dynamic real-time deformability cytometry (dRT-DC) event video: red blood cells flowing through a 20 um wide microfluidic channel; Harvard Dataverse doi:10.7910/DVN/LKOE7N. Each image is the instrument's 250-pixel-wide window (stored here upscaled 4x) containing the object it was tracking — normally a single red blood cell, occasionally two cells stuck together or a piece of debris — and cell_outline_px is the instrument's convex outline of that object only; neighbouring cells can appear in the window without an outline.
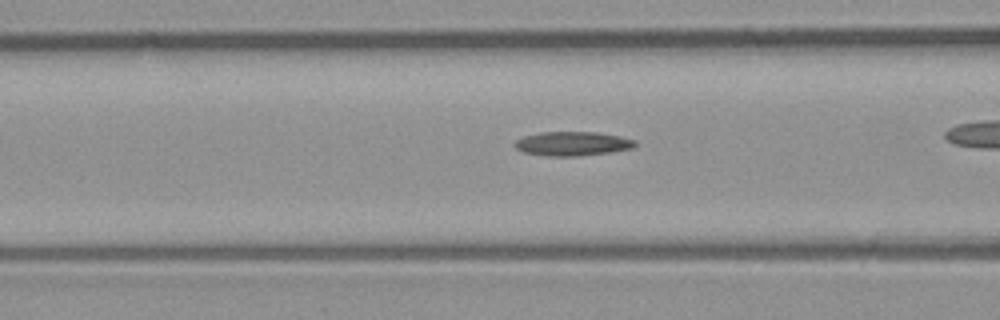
{"species": "common noctule bat (a hibernating species)", "species_latin": "Nyctalus noctula", "temperature_condition": "room temperature", "stored_images_in_passage": 24, "camera_frame_rate_fps": 3000, "um_per_image_px": 0.085, "animal": {"sex": "male", "body_mass_g": 23.1, "forearm_length_mm": 52.7}, "frame": {"image": 1, "passage_image": 4, "time_ms": 1.0, "image_size_px": [1000, 320], "cell_outline_px": [[636, 144], [632, 148], [608, 152], [580, 156], [544, 156], [520, 152], [512, 144], [516, 140], [524, 136], [540, 132], [596, 132], [620, 136], [636, 140]], "centroid_in_image_um": [48.6, 12.21], "position_along_channel_um": 118.0, "area_um2": 17.05}}